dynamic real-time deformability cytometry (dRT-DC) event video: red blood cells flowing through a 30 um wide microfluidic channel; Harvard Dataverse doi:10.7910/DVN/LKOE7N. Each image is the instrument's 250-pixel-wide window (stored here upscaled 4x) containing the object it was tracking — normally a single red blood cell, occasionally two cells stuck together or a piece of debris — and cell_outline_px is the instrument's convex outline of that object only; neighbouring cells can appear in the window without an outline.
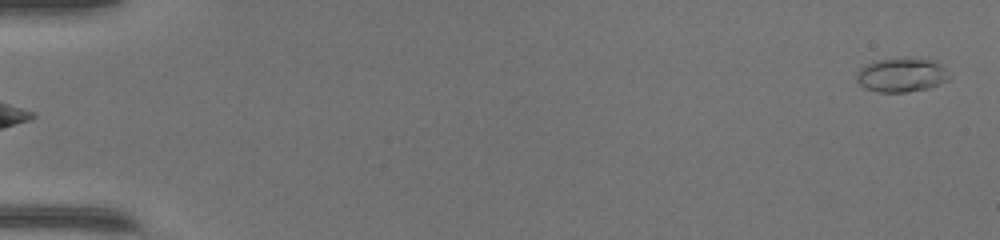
{"species": "common noctule bat (a hibernating species)", "species_latin": "Nyctalus noctula", "temperature_condition": "warm", "stored_images_in_passage": 49, "camera_frame_rate_fps": 3000, "um_per_image_px": 0.085, "animal": {"sex": "female", "body_mass_g": 17.0, "forearm_length_mm": 48.0}, "frame": {"image": 1, "passage_image": 1, "time_ms": 0.0, "image_size_px": [1000, 240], "cell_outline_px": [[948, 80], [928, 88], [908, 92], [876, 92], [860, 84], [856, 80], [856, 76], [860, 68], [876, 60], [932, 60], [940, 64], [944, 68]], "centroid_in_image_um": [76.59, 6.41], "position_along_channel_um": 8.4, "area_um2": 17.57}}
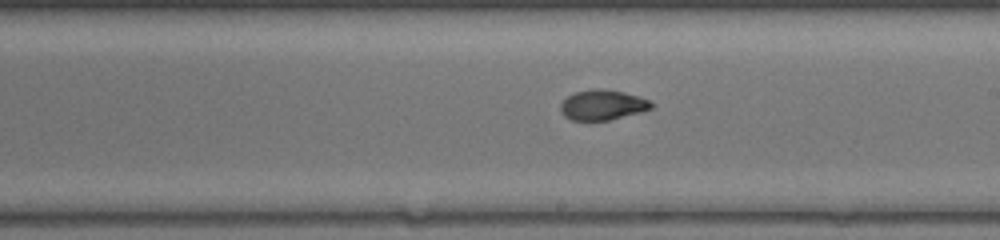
{"frame": {"image": 2, "passage_image": 29, "time_ms": 9.333, "image_size_px": [1000, 240], "cell_outline_px": [[652, 108], [640, 112], [608, 120], [572, 120], [564, 116], [560, 112], [560, 104], [568, 96], [576, 92], [596, 88], [604, 88], [624, 92], [640, 96], [648, 100], [652, 104]], "centroid_in_image_um": [51.2, 8.91], "position_along_channel_um": 237.8, "area_um2": 15.9}}
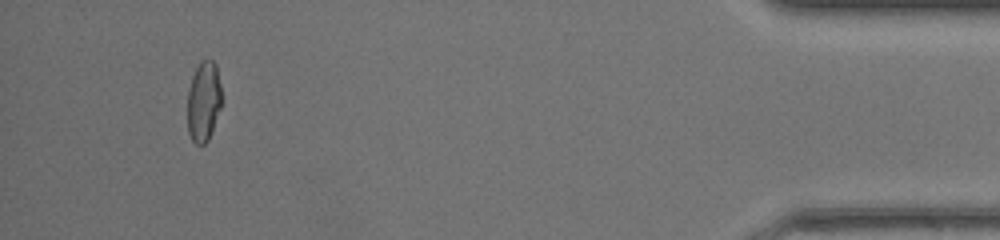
{"frame": {"image": 3, "passage_image": 46, "time_ms": 15.0, "image_size_px": [1000, 240], "cell_outline_px": [[220, 108], [208, 140], [204, 144], [196, 144], [192, 140], [188, 132], [188, 88], [192, 76], [200, 60], [212, 60], [216, 64], [220, 84]], "centroid_in_image_um": [17.29, 8.6], "position_along_channel_um": 417.9, "area_um2": 15.78}, "authors_computed_cell_mechanics": {"area_um2": 16.3574, "velocity_mm_per_s": 4.3574, "shape_relaxation_time_tau1_ms": null, "shape_relaxation_time_tau2_ms": 1.1988, "deformation_change_tau1": null, "deformation_change_tau2": 0.0591}}